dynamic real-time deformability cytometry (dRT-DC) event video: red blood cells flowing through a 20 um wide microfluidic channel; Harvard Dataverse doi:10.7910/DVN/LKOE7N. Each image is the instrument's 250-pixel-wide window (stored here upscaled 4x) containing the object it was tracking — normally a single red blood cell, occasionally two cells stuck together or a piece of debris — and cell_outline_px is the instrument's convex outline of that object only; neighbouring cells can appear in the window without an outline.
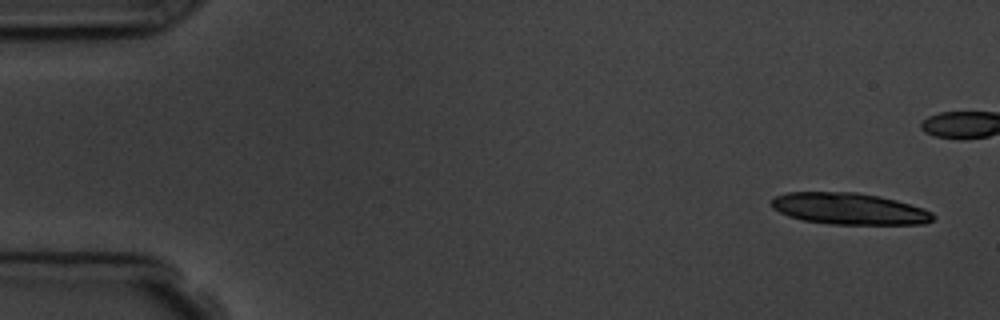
{"species": "common noctule bat (a hibernating species)", "species_latin": "Nyctalus noctula", "temperature_condition": "room temperature", "stored_images_in_passage": 5, "camera_frame_rate_fps": 3000, "um_per_image_px": 0.085, "animal": {"sex": "male", "body_mass_g": 19.5, "forearm_length_mm": 54.6}, "frame": {"image": 1, "passage_image": 1, "time_ms": 0.0, "image_size_px": [1000, 320], "cell_outline_px": [[936, 216], [932, 220], [924, 224], [832, 224], [804, 220], [788, 216], [772, 208], [772, 196], [788, 192], [856, 192], [880, 196], [896, 200], [924, 208], [932, 212]], "centroid_in_image_um": [72.18, 17.73], "position_along_channel_um": 12.8, "area_um2": 29.77}}